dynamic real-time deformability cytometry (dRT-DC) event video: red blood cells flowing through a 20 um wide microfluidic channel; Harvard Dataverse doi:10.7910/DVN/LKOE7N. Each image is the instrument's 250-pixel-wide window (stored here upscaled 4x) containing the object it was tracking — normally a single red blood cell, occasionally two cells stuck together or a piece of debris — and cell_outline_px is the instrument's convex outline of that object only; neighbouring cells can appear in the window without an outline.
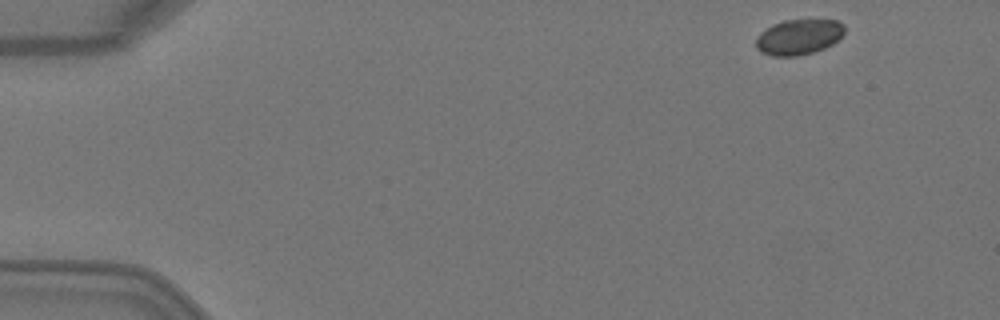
{"species": "Egyptian fruit bat (a non-hibernating species)", "species_latin": "Rousettus aegyptiacus", "temperature_condition": "warm", "stored_images_in_passage": 4, "camera_frame_rate_fps": 3000, "um_per_image_px": 0.085, "animal": {"sex": "female"}, "frame": {"image": 1, "passage_image": 1, "time_ms": 0.0, "image_size_px": [1000, 320], "cell_outline_px": [[844, 32], [832, 44], [824, 48], [812, 52], [796, 56], [772, 56], [760, 52], [756, 48], [756, 36], [760, 32], [772, 24], [784, 20], [836, 20], [844, 24]], "centroid_in_image_um": [67.84, 3.14], "position_along_channel_um": 17.2, "area_um2": 18.26}}
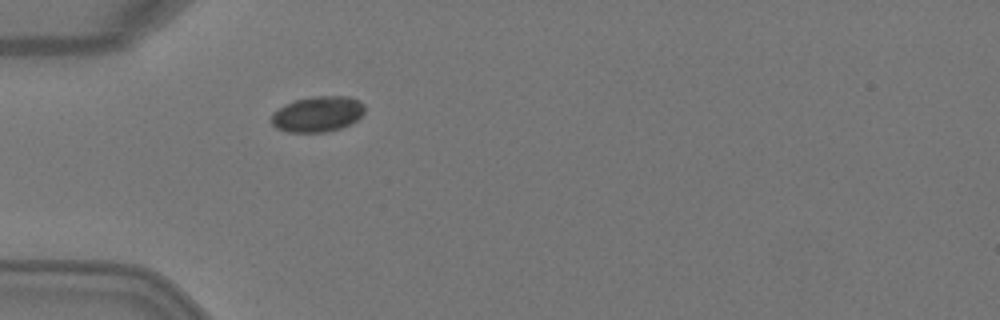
{"frame": {"image": 2, "passage_image": 4, "time_ms": 1.0, "image_size_px": [1000, 320], "cell_outline_px": [[364, 112], [356, 120], [340, 128], [324, 132], [288, 132], [276, 128], [268, 120], [272, 112], [284, 104], [296, 100], [316, 96], [352, 96], [360, 100], [364, 104]], "centroid_in_image_um": [26.96, 9.69], "position_along_channel_um": 58.0, "area_um2": 19.54}}